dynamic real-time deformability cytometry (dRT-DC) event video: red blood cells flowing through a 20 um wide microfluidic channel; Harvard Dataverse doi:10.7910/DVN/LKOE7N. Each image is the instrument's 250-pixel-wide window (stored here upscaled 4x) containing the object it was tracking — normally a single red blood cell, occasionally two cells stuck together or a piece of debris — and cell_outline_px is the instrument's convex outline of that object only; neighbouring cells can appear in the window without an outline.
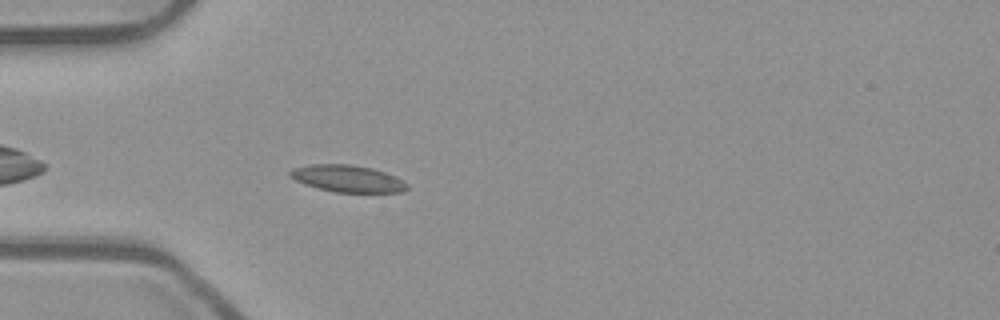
{"species": "common noctule bat (a hibernating species)", "species_latin": "Nyctalus noctula", "temperature_condition": "room temperature", "stored_images_in_passage": 41, "camera_frame_rate_fps": 3000, "um_per_image_px": 0.085, "animal": {"sex": "male", "body_mass_g": 23.1, "forearm_length_mm": 52.7}, "frame": {"image": 1, "passage_image": 4, "time_ms": 1.0, "image_size_px": [1000, 320], "cell_outline_px": [[408, 188], [404, 192], [336, 192], [304, 184], [288, 176], [288, 172], [292, 168], [308, 164], [352, 164], [372, 168], [396, 176], [404, 180], [408, 184]], "centroid_in_image_um": [29.55, 15.17], "position_along_channel_um": 55.5, "area_um2": 18.5}}
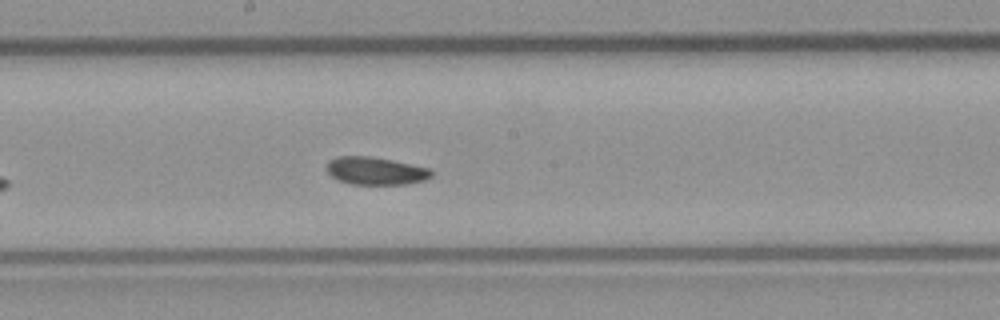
{"frame": {"image": 2, "passage_image": 17, "time_ms": 5.333, "image_size_px": [1000, 320], "cell_outline_px": [[436, 172], [432, 176], [424, 180], [404, 184], [352, 184], [336, 180], [324, 168], [328, 160], [336, 156], [368, 156], [392, 160], [432, 168]], "centroid_in_image_um": [31.92, 14.51], "position_along_channel_um": 216.3, "area_um2": 17.22}}
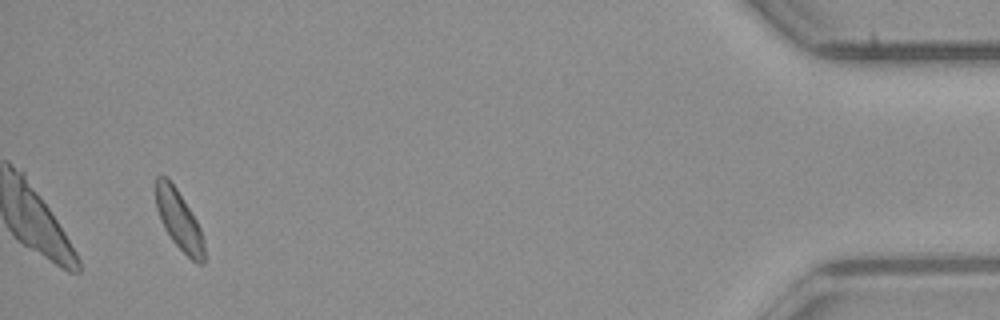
{"frame": {"image": 3, "passage_image": 39, "time_ms": 12.667, "image_size_px": [1000, 320], "cell_outline_px": [[204, 264], [196, 264], [172, 240], [164, 228], [160, 220], [156, 208], [156, 176], [168, 176], [176, 188], [196, 220], [200, 228], [204, 240]], "centroid_in_image_um": [15.21, 18.71], "position_along_channel_um": 420.0, "area_um2": 16.65}, "authors_computed_cell_mechanics": {"area_um2": 17.2244, "velocity_mm_per_s": 3.867, "shape_relaxation_time_tau1_ms": 3.6844, "shape_relaxation_time_tau2_ms": 2.6663, "deformation_change_tau1": 0.0827, "deformation_change_tau2": 0.082}}